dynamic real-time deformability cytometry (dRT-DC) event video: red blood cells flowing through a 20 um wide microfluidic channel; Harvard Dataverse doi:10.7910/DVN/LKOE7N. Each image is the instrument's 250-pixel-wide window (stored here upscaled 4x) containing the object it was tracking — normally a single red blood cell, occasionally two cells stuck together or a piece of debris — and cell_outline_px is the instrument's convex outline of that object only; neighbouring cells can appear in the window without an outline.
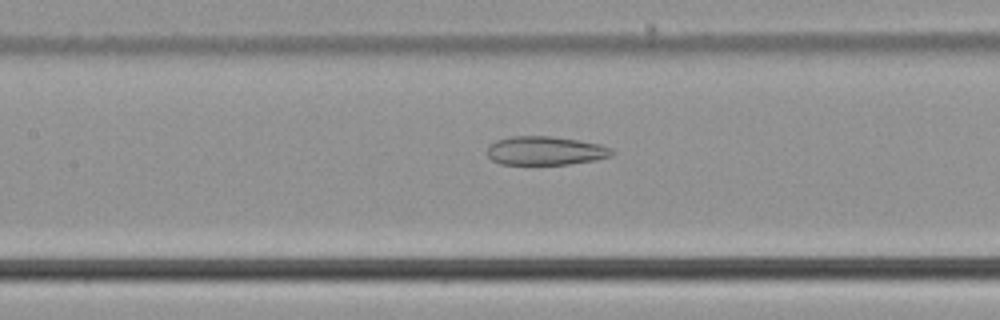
{"species": "common noctule bat (a hibernating species)", "species_latin": "Nyctalus noctula", "temperature_condition": "cold", "stored_images_in_passage": 54, "camera_frame_rate_fps": 3000, "um_per_image_px": 0.085, "animal": {"sex": "male", "body_mass_g": 21.5, "forearm_length_mm": 52.0}, "frame": {"image": 1, "passage_image": 25, "time_ms": 8.0, "image_size_px": [1000, 320], "cell_outline_px": [[616, 152], [612, 156], [596, 160], [568, 164], [500, 164], [492, 160], [488, 156], [488, 148], [496, 140], [508, 136], [548, 136], [580, 140], [600, 144], [612, 148]], "centroid_in_image_um": [46.4, 12.81], "position_along_channel_um": 161.0, "area_um2": 20.98}}
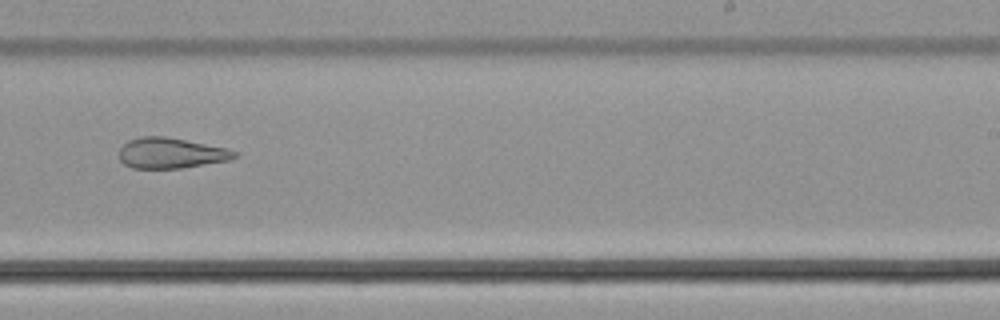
{"frame": {"image": 2, "passage_image": 34, "time_ms": 11.0, "image_size_px": [1000, 320], "cell_outline_px": [[240, 156], [228, 160], [180, 168], [132, 168], [124, 164], [120, 160], [120, 148], [128, 140], [140, 136], [164, 136], [228, 148], [236, 152]], "centroid_in_image_um": [14.52, 13.0], "position_along_channel_um": 274.5, "area_um2": 20.46}}
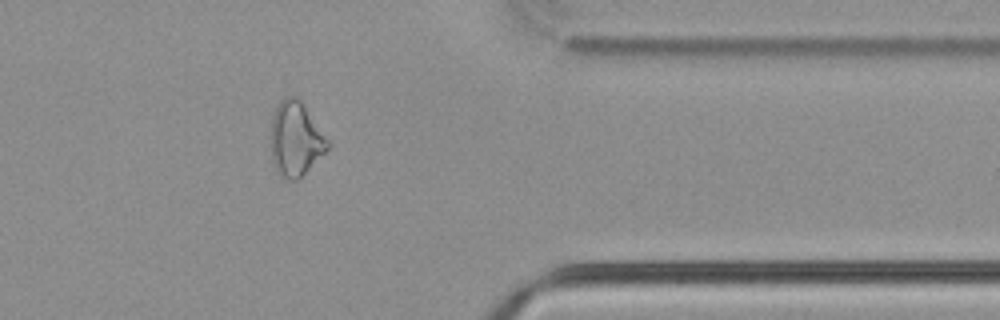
{"frame": {"image": 3, "passage_image": 44, "time_ms": 14.333, "image_size_px": [1000, 320], "cell_outline_px": [[332, 144], [300, 180], [288, 180], [280, 176], [272, 160], [272, 112], [280, 100], [284, 96], [300, 96]], "centroid_in_image_um": [25.16, 11.78], "position_along_channel_um": 386.2, "area_um2": 25.26}, "authors_computed_cell_mechanics": {"area_um2": 26.0389, "velocity_mm_per_s": 3.7951, "shape_relaxation_time_tau1_ms": null, "shape_relaxation_time_tau2_ms": 3.883, "deformation_change_tau1": null, "deformation_change_tau2": 0.1498}}